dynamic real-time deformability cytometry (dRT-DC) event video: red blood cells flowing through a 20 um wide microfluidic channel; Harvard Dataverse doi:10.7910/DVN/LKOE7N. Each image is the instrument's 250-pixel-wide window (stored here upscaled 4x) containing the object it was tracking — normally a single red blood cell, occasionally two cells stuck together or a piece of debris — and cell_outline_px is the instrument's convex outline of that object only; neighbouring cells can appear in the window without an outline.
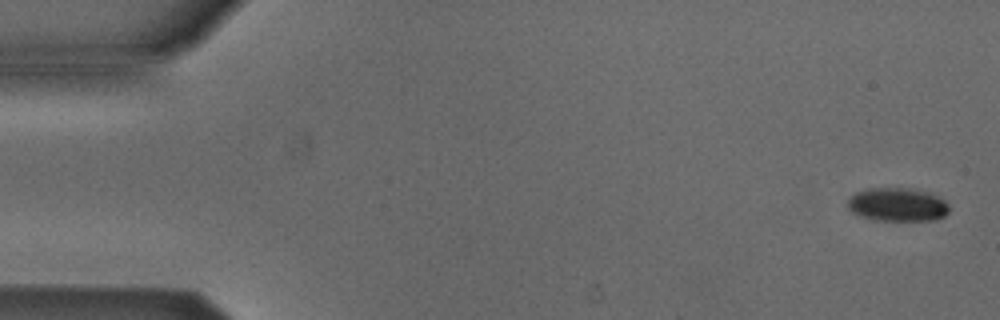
{"species": "Egyptian fruit bat (a non-hibernating species)", "species_latin": "Rousettus aegyptiacus", "temperature_condition": "cold", "stored_images_in_passage": 5, "camera_frame_rate_fps": 3000, "um_per_image_px": 0.085, "animal": {"sex": "male"}, "frame": {"image": 1, "passage_image": 1, "time_ms": 0.0, "image_size_px": [1000, 320], "cell_outline_px": [[948, 212], [944, 216], [936, 220], [876, 220], [860, 216], [852, 212], [848, 208], [848, 200], [856, 192], [868, 188], [908, 188], [928, 192], [944, 200], [948, 204]], "centroid_in_image_um": [76.28, 17.39], "position_along_channel_um": 8.7, "area_um2": 19.71}}
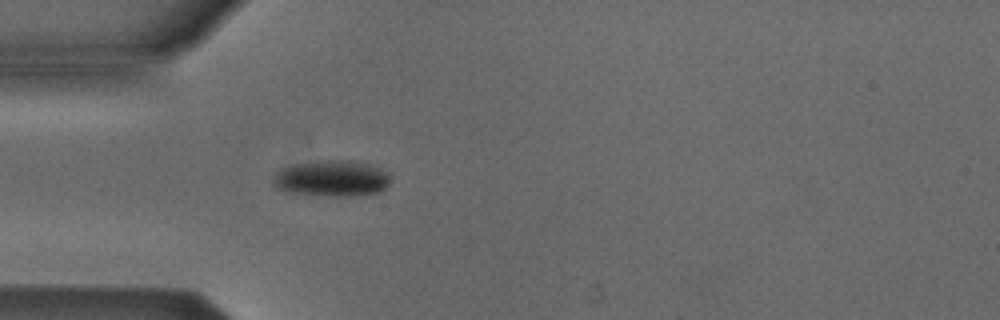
{"frame": {"image": 2, "passage_image": 5, "time_ms": 1.333, "image_size_px": [1000, 320], "cell_outline_px": [[388, 184], [380, 192], [352, 196], [328, 196], [288, 192], [276, 188], [272, 184], [272, 180], [276, 172], [292, 164], [324, 160], [352, 160], [368, 164], [384, 172], [388, 176]], "centroid_in_image_um": [28.14, 15.17], "position_along_channel_um": 56.9, "area_um2": 24.51}}